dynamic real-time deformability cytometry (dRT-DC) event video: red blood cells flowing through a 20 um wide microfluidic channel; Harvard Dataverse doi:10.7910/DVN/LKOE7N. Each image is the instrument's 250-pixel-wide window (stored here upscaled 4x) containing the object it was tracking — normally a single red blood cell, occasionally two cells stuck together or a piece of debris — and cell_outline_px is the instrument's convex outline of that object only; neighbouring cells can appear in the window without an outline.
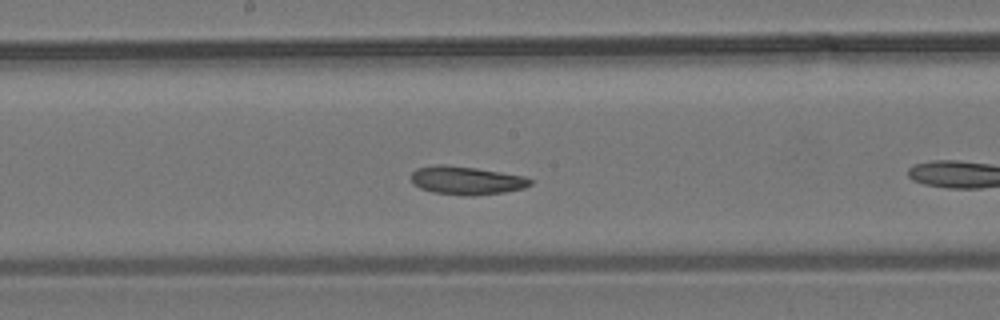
{"species": "common noctule bat (a hibernating species)", "species_latin": "Nyctalus noctula", "temperature_condition": "room temperature", "stored_images_in_passage": 18, "camera_frame_rate_fps": 3000, "um_per_image_px": 0.085, "animal": {"sex": "male", "body_mass_g": 19.2, "forearm_length_mm": 51.8}, "frame": {"image": 1, "passage_image": 13, "time_ms": 4.0, "image_size_px": [1000, 320], "cell_outline_px": [[532, 184], [524, 188], [504, 192], [472, 196], [464, 196], [432, 192], [420, 188], [412, 184], [412, 172], [416, 168], [436, 164], [444, 164], [476, 168], [524, 176], [532, 180]], "centroid_in_image_um": [39.62, 15.34], "position_along_channel_um": 208.6, "area_um2": 19.77}}
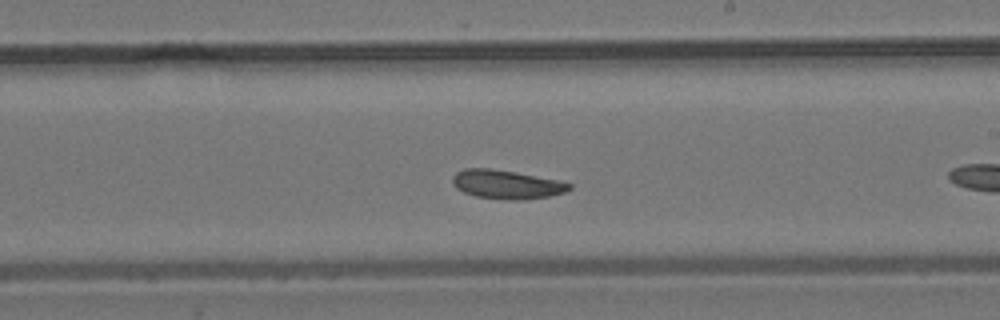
{"frame": {"image": 2, "passage_image": 16, "time_ms": 5.0, "image_size_px": [1000, 320], "cell_outline_px": [[572, 188], [564, 192], [548, 196], [524, 200], [512, 200], [476, 196], [464, 192], [456, 188], [452, 184], [452, 176], [456, 172], [464, 168], [492, 168], [516, 172], [560, 180], [572, 184]], "centroid_in_image_um": [43.05, 15.66], "position_along_channel_um": 245.9, "area_um2": 19.71}}